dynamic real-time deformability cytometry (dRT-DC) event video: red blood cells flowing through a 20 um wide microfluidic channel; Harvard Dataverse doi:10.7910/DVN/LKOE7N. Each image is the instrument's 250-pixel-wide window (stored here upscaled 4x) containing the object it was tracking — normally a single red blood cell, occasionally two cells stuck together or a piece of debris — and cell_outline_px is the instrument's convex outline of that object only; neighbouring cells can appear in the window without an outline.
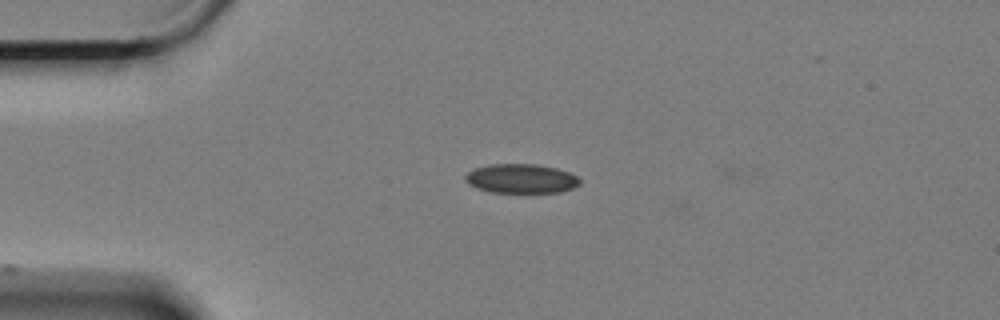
{"species": "Egyptian fruit bat (a non-hibernating species)", "species_latin": "Rousettus aegyptiacus", "temperature_condition": "cold", "stored_images_in_passage": 14, "camera_frame_rate_fps": 3000, "um_per_image_px": 0.085, "animal": {"sex": "female"}, "frame": {"image": 1, "passage_image": 1, "time_ms": 0.0, "image_size_px": [1000, 320], "cell_outline_px": [[580, 184], [572, 188], [560, 192], [492, 192], [468, 184], [464, 180], [464, 176], [468, 172], [476, 168], [488, 164], [536, 164], [556, 168], [568, 172], [576, 176], [580, 180]], "centroid_in_image_um": [44.29, 15.17], "position_along_channel_um": 40.7, "area_um2": 19.36}}